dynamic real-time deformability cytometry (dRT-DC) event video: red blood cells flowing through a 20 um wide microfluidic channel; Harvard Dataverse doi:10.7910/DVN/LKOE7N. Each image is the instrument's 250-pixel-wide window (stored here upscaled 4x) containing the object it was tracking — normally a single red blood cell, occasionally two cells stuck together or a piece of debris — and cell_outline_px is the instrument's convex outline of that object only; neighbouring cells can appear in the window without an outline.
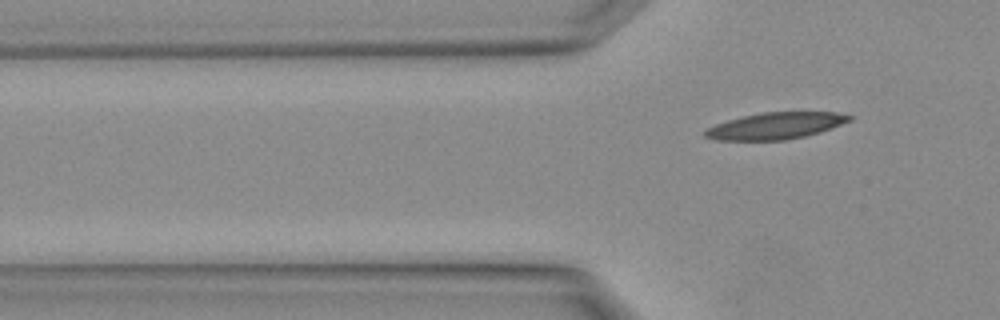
{"species": "Egyptian fruit bat (a non-hibernating species)", "species_latin": "Rousettus aegyptiacus", "temperature_condition": "warm", "stored_images_in_passage": 4, "segment_of_instrument_passage": [2, 2], "camera_frame_rate_fps": 3000, "um_per_image_px": 0.085, "animal": {"sex": "female"}, "frame": {"image": 1, "passage_image": 4, "time_ms": 1.0, "image_size_px": [1000, 320], "cell_outline_px": [[852, 120], [832, 128], [820, 132], [804, 136], [784, 140], [716, 140], [704, 136], [704, 132], [708, 128], [716, 124], [728, 120], [760, 112], [836, 112], [852, 116]], "centroid_in_image_um": [65.94, 10.69], "position_along_channel_um": 59.9, "area_um2": 22.25}}